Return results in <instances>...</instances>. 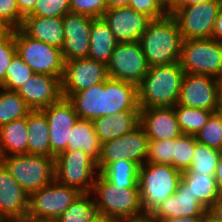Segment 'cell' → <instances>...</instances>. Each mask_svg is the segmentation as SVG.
<instances>
[{
	"instance_id": "1",
	"label": "cell",
	"mask_w": 222,
	"mask_h": 222,
	"mask_svg": "<svg viewBox=\"0 0 222 222\" xmlns=\"http://www.w3.org/2000/svg\"><path fill=\"white\" fill-rule=\"evenodd\" d=\"M69 100L72 102L78 118L89 121L120 111H140L137 86L111 78L74 93Z\"/></svg>"
},
{
	"instance_id": "2",
	"label": "cell",
	"mask_w": 222,
	"mask_h": 222,
	"mask_svg": "<svg viewBox=\"0 0 222 222\" xmlns=\"http://www.w3.org/2000/svg\"><path fill=\"white\" fill-rule=\"evenodd\" d=\"M182 42L178 23L170 13L152 19L139 39L149 67L180 62Z\"/></svg>"
},
{
	"instance_id": "3",
	"label": "cell",
	"mask_w": 222,
	"mask_h": 222,
	"mask_svg": "<svg viewBox=\"0 0 222 222\" xmlns=\"http://www.w3.org/2000/svg\"><path fill=\"white\" fill-rule=\"evenodd\" d=\"M184 75L180 62L150 66L137 86L139 108L174 107Z\"/></svg>"
},
{
	"instance_id": "4",
	"label": "cell",
	"mask_w": 222,
	"mask_h": 222,
	"mask_svg": "<svg viewBox=\"0 0 222 222\" xmlns=\"http://www.w3.org/2000/svg\"><path fill=\"white\" fill-rule=\"evenodd\" d=\"M92 194L96 196L95 209L99 216L113 220H136L145 217L139 188L113 185L100 173L95 177Z\"/></svg>"
},
{
	"instance_id": "5",
	"label": "cell",
	"mask_w": 222,
	"mask_h": 222,
	"mask_svg": "<svg viewBox=\"0 0 222 222\" xmlns=\"http://www.w3.org/2000/svg\"><path fill=\"white\" fill-rule=\"evenodd\" d=\"M182 172L168 164L144 163L139 168L138 188L145 217H150L162 202L176 192Z\"/></svg>"
},
{
	"instance_id": "6",
	"label": "cell",
	"mask_w": 222,
	"mask_h": 222,
	"mask_svg": "<svg viewBox=\"0 0 222 222\" xmlns=\"http://www.w3.org/2000/svg\"><path fill=\"white\" fill-rule=\"evenodd\" d=\"M0 161L29 196L55 180L53 157L19 154L0 157Z\"/></svg>"
},
{
	"instance_id": "7",
	"label": "cell",
	"mask_w": 222,
	"mask_h": 222,
	"mask_svg": "<svg viewBox=\"0 0 222 222\" xmlns=\"http://www.w3.org/2000/svg\"><path fill=\"white\" fill-rule=\"evenodd\" d=\"M55 181L81 193H92L97 163L80 150H66L55 157Z\"/></svg>"
},
{
	"instance_id": "8",
	"label": "cell",
	"mask_w": 222,
	"mask_h": 222,
	"mask_svg": "<svg viewBox=\"0 0 222 222\" xmlns=\"http://www.w3.org/2000/svg\"><path fill=\"white\" fill-rule=\"evenodd\" d=\"M180 65L185 73L222 78V43L212 39H185Z\"/></svg>"
},
{
	"instance_id": "9",
	"label": "cell",
	"mask_w": 222,
	"mask_h": 222,
	"mask_svg": "<svg viewBox=\"0 0 222 222\" xmlns=\"http://www.w3.org/2000/svg\"><path fill=\"white\" fill-rule=\"evenodd\" d=\"M17 55L34 73L62 77L64 60L61 49L27 36L20 28L14 29Z\"/></svg>"
},
{
	"instance_id": "10",
	"label": "cell",
	"mask_w": 222,
	"mask_h": 222,
	"mask_svg": "<svg viewBox=\"0 0 222 222\" xmlns=\"http://www.w3.org/2000/svg\"><path fill=\"white\" fill-rule=\"evenodd\" d=\"M80 194L54 180L30 195L27 217L34 222H54Z\"/></svg>"
},
{
	"instance_id": "11",
	"label": "cell",
	"mask_w": 222,
	"mask_h": 222,
	"mask_svg": "<svg viewBox=\"0 0 222 222\" xmlns=\"http://www.w3.org/2000/svg\"><path fill=\"white\" fill-rule=\"evenodd\" d=\"M222 0H210L186 6H176L170 13L178 23L183 40L212 38Z\"/></svg>"
},
{
	"instance_id": "12",
	"label": "cell",
	"mask_w": 222,
	"mask_h": 222,
	"mask_svg": "<svg viewBox=\"0 0 222 222\" xmlns=\"http://www.w3.org/2000/svg\"><path fill=\"white\" fill-rule=\"evenodd\" d=\"M148 144L149 138L140 124L122 137L102 143L97 161L98 172L121 159L142 166L148 155Z\"/></svg>"
},
{
	"instance_id": "13",
	"label": "cell",
	"mask_w": 222,
	"mask_h": 222,
	"mask_svg": "<svg viewBox=\"0 0 222 222\" xmlns=\"http://www.w3.org/2000/svg\"><path fill=\"white\" fill-rule=\"evenodd\" d=\"M149 65L139 41L117 43L107 64L111 79L138 86L148 72Z\"/></svg>"
},
{
	"instance_id": "14",
	"label": "cell",
	"mask_w": 222,
	"mask_h": 222,
	"mask_svg": "<svg viewBox=\"0 0 222 222\" xmlns=\"http://www.w3.org/2000/svg\"><path fill=\"white\" fill-rule=\"evenodd\" d=\"M108 78L107 65L102 62L90 58L66 61L60 80L62 97L69 99L74 93L103 83Z\"/></svg>"
},
{
	"instance_id": "15",
	"label": "cell",
	"mask_w": 222,
	"mask_h": 222,
	"mask_svg": "<svg viewBox=\"0 0 222 222\" xmlns=\"http://www.w3.org/2000/svg\"><path fill=\"white\" fill-rule=\"evenodd\" d=\"M47 118L50 132L51 157L67 150V140L71 130L78 120V115L72 102L61 97L57 102L41 110Z\"/></svg>"
},
{
	"instance_id": "16",
	"label": "cell",
	"mask_w": 222,
	"mask_h": 222,
	"mask_svg": "<svg viewBox=\"0 0 222 222\" xmlns=\"http://www.w3.org/2000/svg\"><path fill=\"white\" fill-rule=\"evenodd\" d=\"M219 81L209 75L185 73L177 105L215 112Z\"/></svg>"
},
{
	"instance_id": "17",
	"label": "cell",
	"mask_w": 222,
	"mask_h": 222,
	"mask_svg": "<svg viewBox=\"0 0 222 222\" xmlns=\"http://www.w3.org/2000/svg\"><path fill=\"white\" fill-rule=\"evenodd\" d=\"M93 17L67 13L62 17L64 44L61 53L64 62L87 58Z\"/></svg>"
},
{
	"instance_id": "18",
	"label": "cell",
	"mask_w": 222,
	"mask_h": 222,
	"mask_svg": "<svg viewBox=\"0 0 222 222\" xmlns=\"http://www.w3.org/2000/svg\"><path fill=\"white\" fill-rule=\"evenodd\" d=\"M102 18L118 43L139 41L152 20L129 6L106 9Z\"/></svg>"
},
{
	"instance_id": "19",
	"label": "cell",
	"mask_w": 222,
	"mask_h": 222,
	"mask_svg": "<svg viewBox=\"0 0 222 222\" xmlns=\"http://www.w3.org/2000/svg\"><path fill=\"white\" fill-rule=\"evenodd\" d=\"M60 80L61 77L34 73L16 92L32 111H40L62 97Z\"/></svg>"
},
{
	"instance_id": "20",
	"label": "cell",
	"mask_w": 222,
	"mask_h": 222,
	"mask_svg": "<svg viewBox=\"0 0 222 222\" xmlns=\"http://www.w3.org/2000/svg\"><path fill=\"white\" fill-rule=\"evenodd\" d=\"M140 125L149 141L168 140L182 135L173 107L140 108Z\"/></svg>"
},
{
	"instance_id": "21",
	"label": "cell",
	"mask_w": 222,
	"mask_h": 222,
	"mask_svg": "<svg viewBox=\"0 0 222 222\" xmlns=\"http://www.w3.org/2000/svg\"><path fill=\"white\" fill-rule=\"evenodd\" d=\"M29 197L0 161V218L27 217Z\"/></svg>"
},
{
	"instance_id": "22",
	"label": "cell",
	"mask_w": 222,
	"mask_h": 222,
	"mask_svg": "<svg viewBox=\"0 0 222 222\" xmlns=\"http://www.w3.org/2000/svg\"><path fill=\"white\" fill-rule=\"evenodd\" d=\"M206 211L207 209L190 191V187L180 180L176 192L167 197L149 218L161 220L172 217L204 216Z\"/></svg>"
},
{
	"instance_id": "23",
	"label": "cell",
	"mask_w": 222,
	"mask_h": 222,
	"mask_svg": "<svg viewBox=\"0 0 222 222\" xmlns=\"http://www.w3.org/2000/svg\"><path fill=\"white\" fill-rule=\"evenodd\" d=\"M20 29L30 38L61 49L64 44L62 17L25 16Z\"/></svg>"
},
{
	"instance_id": "24",
	"label": "cell",
	"mask_w": 222,
	"mask_h": 222,
	"mask_svg": "<svg viewBox=\"0 0 222 222\" xmlns=\"http://www.w3.org/2000/svg\"><path fill=\"white\" fill-rule=\"evenodd\" d=\"M95 133L102 143L122 137L140 124V111H120L92 121Z\"/></svg>"
},
{
	"instance_id": "25",
	"label": "cell",
	"mask_w": 222,
	"mask_h": 222,
	"mask_svg": "<svg viewBox=\"0 0 222 222\" xmlns=\"http://www.w3.org/2000/svg\"><path fill=\"white\" fill-rule=\"evenodd\" d=\"M117 40L102 17L93 18L87 58L108 64Z\"/></svg>"
},
{
	"instance_id": "26",
	"label": "cell",
	"mask_w": 222,
	"mask_h": 222,
	"mask_svg": "<svg viewBox=\"0 0 222 222\" xmlns=\"http://www.w3.org/2000/svg\"><path fill=\"white\" fill-rule=\"evenodd\" d=\"M27 117L16 119L0 127V157L27 154Z\"/></svg>"
},
{
	"instance_id": "27",
	"label": "cell",
	"mask_w": 222,
	"mask_h": 222,
	"mask_svg": "<svg viewBox=\"0 0 222 222\" xmlns=\"http://www.w3.org/2000/svg\"><path fill=\"white\" fill-rule=\"evenodd\" d=\"M27 154L51 157L50 132L46 115L40 110L27 116Z\"/></svg>"
},
{
	"instance_id": "28",
	"label": "cell",
	"mask_w": 222,
	"mask_h": 222,
	"mask_svg": "<svg viewBox=\"0 0 222 222\" xmlns=\"http://www.w3.org/2000/svg\"><path fill=\"white\" fill-rule=\"evenodd\" d=\"M67 150L83 151L97 163L101 151V142L95 133L92 121L78 118L68 137Z\"/></svg>"
},
{
	"instance_id": "29",
	"label": "cell",
	"mask_w": 222,
	"mask_h": 222,
	"mask_svg": "<svg viewBox=\"0 0 222 222\" xmlns=\"http://www.w3.org/2000/svg\"><path fill=\"white\" fill-rule=\"evenodd\" d=\"M214 175L192 173L189 170H185L181 175V180L190 187V191L207 210L221 195Z\"/></svg>"
},
{
	"instance_id": "30",
	"label": "cell",
	"mask_w": 222,
	"mask_h": 222,
	"mask_svg": "<svg viewBox=\"0 0 222 222\" xmlns=\"http://www.w3.org/2000/svg\"><path fill=\"white\" fill-rule=\"evenodd\" d=\"M140 166L127 160H119L110 163L99 173L113 185L124 188H138V175Z\"/></svg>"
},
{
	"instance_id": "31",
	"label": "cell",
	"mask_w": 222,
	"mask_h": 222,
	"mask_svg": "<svg viewBox=\"0 0 222 222\" xmlns=\"http://www.w3.org/2000/svg\"><path fill=\"white\" fill-rule=\"evenodd\" d=\"M0 127L13 120L27 117L32 111L16 91L0 88Z\"/></svg>"
},
{
	"instance_id": "32",
	"label": "cell",
	"mask_w": 222,
	"mask_h": 222,
	"mask_svg": "<svg viewBox=\"0 0 222 222\" xmlns=\"http://www.w3.org/2000/svg\"><path fill=\"white\" fill-rule=\"evenodd\" d=\"M174 112L182 134L196 135L214 111L175 105Z\"/></svg>"
},
{
	"instance_id": "33",
	"label": "cell",
	"mask_w": 222,
	"mask_h": 222,
	"mask_svg": "<svg viewBox=\"0 0 222 222\" xmlns=\"http://www.w3.org/2000/svg\"><path fill=\"white\" fill-rule=\"evenodd\" d=\"M94 199L92 193H81L54 222H90L97 215Z\"/></svg>"
},
{
	"instance_id": "34",
	"label": "cell",
	"mask_w": 222,
	"mask_h": 222,
	"mask_svg": "<svg viewBox=\"0 0 222 222\" xmlns=\"http://www.w3.org/2000/svg\"><path fill=\"white\" fill-rule=\"evenodd\" d=\"M221 151L199 143L195 138V149L189 171L192 173L215 174Z\"/></svg>"
},
{
	"instance_id": "35",
	"label": "cell",
	"mask_w": 222,
	"mask_h": 222,
	"mask_svg": "<svg viewBox=\"0 0 222 222\" xmlns=\"http://www.w3.org/2000/svg\"><path fill=\"white\" fill-rule=\"evenodd\" d=\"M33 75L32 69L16 54L6 70L5 79L0 88L17 91Z\"/></svg>"
},
{
	"instance_id": "36",
	"label": "cell",
	"mask_w": 222,
	"mask_h": 222,
	"mask_svg": "<svg viewBox=\"0 0 222 222\" xmlns=\"http://www.w3.org/2000/svg\"><path fill=\"white\" fill-rule=\"evenodd\" d=\"M195 149V135L182 134L173 138V167L181 172L188 170Z\"/></svg>"
},
{
	"instance_id": "37",
	"label": "cell",
	"mask_w": 222,
	"mask_h": 222,
	"mask_svg": "<svg viewBox=\"0 0 222 222\" xmlns=\"http://www.w3.org/2000/svg\"><path fill=\"white\" fill-rule=\"evenodd\" d=\"M195 138L199 143L222 151V116L214 112Z\"/></svg>"
},
{
	"instance_id": "38",
	"label": "cell",
	"mask_w": 222,
	"mask_h": 222,
	"mask_svg": "<svg viewBox=\"0 0 222 222\" xmlns=\"http://www.w3.org/2000/svg\"><path fill=\"white\" fill-rule=\"evenodd\" d=\"M145 163L168 164L173 167V138L149 141Z\"/></svg>"
},
{
	"instance_id": "39",
	"label": "cell",
	"mask_w": 222,
	"mask_h": 222,
	"mask_svg": "<svg viewBox=\"0 0 222 222\" xmlns=\"http://www.w3.org/2000/svg\"><path fill=\"white\" fill-rule=\"evenodd\" d=\"M70 13L69 0H37L33 11L27 16L63 17Z\"/></svg>"
},
{
	"instance_id": "40",
	"label": "cell",
	"mask_w": 222,
	"mask_h": 222,
	"mask_svg": "<svg viewBox=\"0 0 222 222\" xmlns=\"http://www.w3.org/2000/svg\"><path fill=\"white\" fill-rule=\"evenodd\" d=\"M70 12L83 14L93 18L102 17L107 9L106 0H69Z\"/></svg>"
},
{
	"instance_id": "41",
	"label": "cell",
	"mask_w": 222,
	"mask_h": 222,
	"mask_svg": "<svg viewBox=\"0 0 222 222\" xmlns=\"http://www.w3.org/2000/svg\"><path fill=\"white\" fill-rule=\"evenodd\" d=\"M16 54L14 30H12L0 40V85L4 82L6 70Z\"/></svg>"
},
{
	"instance_id": "42",
	"label": "cell",
	"mask_w": 222,
	"mask_h": 222,
	"mask_svg": "<svg viewBox=\"0 0 222 222\" xmlns=\"http://www.w3.org/2000/svg\"><path fill=\"white\" fill-rule=\"evenodd\" d=\"M23 19L16 0H0V21L14 30L21 27Z\"/></svg>"
},
{
	"instance_id": "43",
	"label": "cell",
	"mask_w": 222,
	"mask_h": 222,
	"mask_svg": "<svg viewBox=\"0 0 222 222\" xmlns=\"http://www.w3.org/2000/svg\"><path fill=\"white\" fill-rule=\"evenodd\" d=\"M129 7L151 19H160L168 14L156 0H129Z\"/></svg>"
},
{
	"instance_id": "44",
	"label": "cell",
	"mask_w": 222,
	"mask_h": 222,
	"mask_svg": "<svg viewBox=\"0 0 222 222\" xmlns=\"http://www.w3.org/2000/svg\"><path fill=\"white\" fill-rule=\"evenodd\" d=\"M36 1L37 0H16L19 13L23 17L29 15L33 11Z\"/></svg>"
},
{
	"instance_id": "45",
	"label": "cell",
	"mask_w": 222,
	"mask_h": 222,
	"mask_svg": "<svg viewBox=\"0 0 222 222\" xmlns=\"http://www.w3.org/2000/svg\"><path fill=\"white\" fill-rule=\"evenodd\" d=\"M212 39L222 43V8L219 10L214 23Z\"/></svg>"
},
{
	"instance_id": "46",
	"label": "cell",
	"mask_w": 222,
	"mask_h": 222,
	"mask_svg": "<svg viewBox=\"0 0 222 222\" xmlns=\"http://www.w3.org/2000/svg\"><path fill=\"white\" fill-rule=\"evenodd\" d=\"M204 216H187V217H172L161 220H152V222H202Z\"/></svg>"
},
{
	"instance_id": "47",
	"label": "cell",
	"mask_w": 222,
	"mask_h": 222,
	"mask_svg": "<svg viewBox=\"0 0 222 222\" xmlns=\"http://www.w3.org/2000/svg\"><path fill=\"white\" fill-rule=\"evenodd\" d=\"M208 211L216 218L222 220V194L214 202V204L208 209Z\"/></svg>"
},
{
	"instance_id": "48",
	"label": "cell",
	"mask_w": 222,
	"mask_h": 222,
	"mask_svg": "<svg viewBox=\"0 0 222 222\" xmlns=\"http://www.w3.org/2000/svg\"><path fill=\"white\" fill-rule=\"evenodd\" d=\"M214 176L216 179L217 188H218L220 194H222V151L220 153V157L218 160V164H217Z\"/></svg>"
},
{
	"instance_id": "49",
	"label": "cell",
	"mask_w": 222,
	"mask_h": 222,
	"mask_svg": "<svg viewBox=\"0 0 222 222\" xmlns=\"http://www.w3.org/2000/svg\"><path fill=\"white\" fill-rule=\"evenodd\" d=\"M215 113L219 116H222V81H219L218 84V94H217V105Z\"/></svg>"
},
{
	"instance_id": "50",
	"label": "cell",
	"mask_w": 222,
	"mask_h": 222,
	"mask_svg": "<svg viewBox=\"0 0 222 222\" xmlns=\"http://www.w3.org/2000/svg\"><path fill=\"white\" fill-rule=\"evenodd\" d=\"M106 1H107V9L129 6V0H106Z\"/></svg>"
},
{
	"instance_id": "51",
	"label": "cell",
	"mask_w": 222,
	"mask_h": 222,
	"mask_svg": "<svg viewBox=\"0 0 222 222\" xmlns=\"http://www.w3.org/2000/svg\"><path fill=\"white\" fill-rule=\"evenodd\" d=\"M12 30L6 23L0 21V40L4 39Z\"/></svg>"
},
{
	"instance_id": "52",
	"label": "cell",
	"mask_w": 222,
	"mask_h": 222,
	"mask_svg": "<svg viewBox=\"0 0 222 222\" xmlns=\"http://www.w3.org/2000/svg\"><path fill=\"white\" fill-rule=\"evenodd\" d=\"M0 222H34L28 217L23 218H0Z\"/></svg>"
},
{
	"instance_id": "53",
	"label": "cell",
	"mask_w": 222,
	"mask_h": 222,
	"mask_svg": "<svg viewBox=\"0 0 222 222\" xmlns=\"http://www.w3.org/2000/svg\"><path fill=\"white\" fill-rule=\"evenodd\" d=\"M202 222H222V220L216 218L207 210L204 214Z\"/></svg>"
},
{
	"instance_id": "54",
	"label": "cell",
	"mask_w": 222,
	"mask_h": 222,
	"mask_svg": "<svg viewBox=\"0 0 222 222\" xmlns=\"http://www.w3.org/2000/svg\"><path fill=\"white\" fill-rule=\"evenodd\" d=\"M210 0H183L178 6H186V5H192L197 3H203Z\"/></svg>"
},
{
	"instance_id": "55",
	"label": "cell",
	"mask_w": 222,
	"mask_h": 222,
	"mask_svg": "<svg viewBox=\"0 0 222 222\" xmlns=\"http://www.w3.org/2000/svg\"><path fill=\"white\" fill-rule=\"evenodd\" d=\"M90 222H116V220L96 215Z\"/></svg>"
},
{
	"instance_id": "56",
	"label": "cell",
	"mask_w": 222,
	"mask_h": 222,
	"mask_svg": "<svg viewBox=\"0 0 222 222\" xmlns=\"http://www.w3.org/2000/svg\"><path fill=\"white\" fill-rule=\"evenodd\" d=\"M156 1L167 13H169V0H156Z\"/></svg>"
},
{
	"instance_id": "57",
	"label": "cell",
	"mask_w": 222,
	"mask_h": 222,
	"mask_svg": "<svg viewBox=\"0 0 222 222\" xmlns=\"http://www.w3.org/2000/svg\"><path fill=\"white\" fill-rule=\"evenodd\" d=\"M182 1L183 0H169V13H171Z\"/></svg>"
},
{
	"instance_id": "58",
	"label": "cell",
	"mask_w": 222,
	"mask_h": 222,
	"mask_svg": "<svg viewBox=\"0 0 222 222\" xmlns=\"http://www.w3.org/2000/svg\"><path fill=\"white\" fill-rule=\"evenodd\" d=\"M116 222H152V220L149 217H144L142 219H136V220H118Z\"/></svg>"
}]
</instances>
